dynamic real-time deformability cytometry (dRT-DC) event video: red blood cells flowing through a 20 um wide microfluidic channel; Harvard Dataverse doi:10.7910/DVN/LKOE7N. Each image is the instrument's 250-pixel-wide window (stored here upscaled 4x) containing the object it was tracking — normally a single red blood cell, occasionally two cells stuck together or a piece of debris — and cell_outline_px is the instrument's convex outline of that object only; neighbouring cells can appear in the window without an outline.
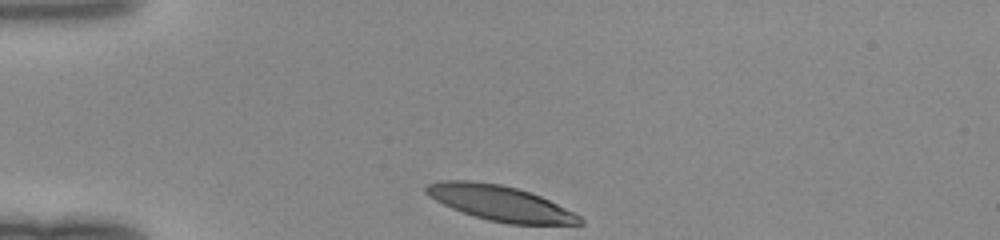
{"species": "human", "species_latin": "Homo sapiens", "temperature_condition": "room temperature", "stored_images_in_passage": 30, "camera_frame_rate_fps": 3000, "um_per_image_px": 0.085, "donor": {"sex": "female"}, "frame": {"image": 1, "passage_image": 1, "time_ms": 0.0, "image_size_px": [1000, 240], "cell_outline_px": [[584, 224], [508, 224], [488, 220], [452, 208], [436, 200], [424, 192], [424, 188], [428, 184], [440, 180], [472, 180], [500, 184], [516, 188], [540, 196], [580, 216], [584, 220]], "centroid_in_image_um": [42.49, 17.26], "position_along_channel_um": 42.5, "area_um2": 31.1}}
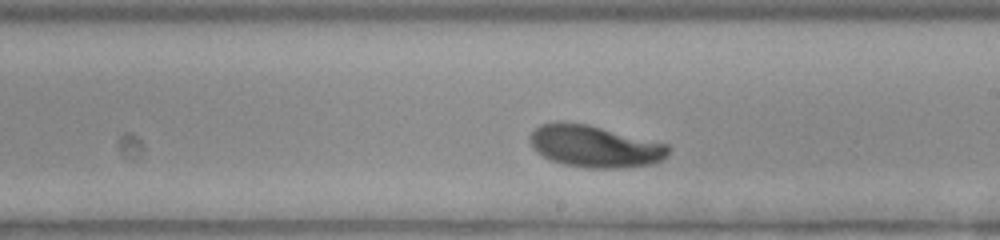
{"frame": {"image": 2, "passage_image": 18, "time_ms": 5.667, "image_size_px": [1000, 240], "cell_outline_px": [[668, 156], [652, 164], [620, 168], [588, 168], [564, 164], [552, 160], [536, 152], [532, 148], [528, 140], [528, 136], [540, 124], [556, 120], [588, 124], [668, 144]], "centroid_in_image_um": [50.5, 12.42], "position_along_channel_um": 238.5, "area_um2": 34.04}}
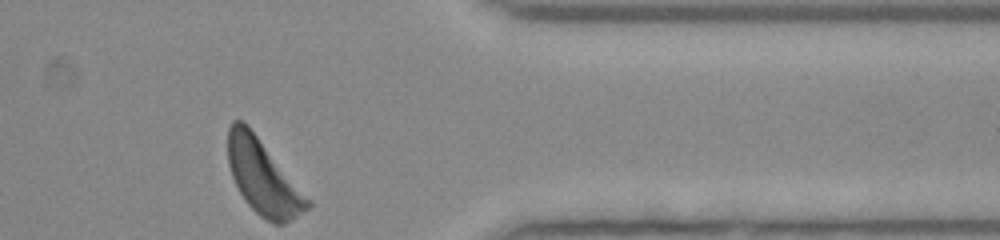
{"frame": {"image": 3, "passage_image": 30, "time_ms": 9.667, "image_size_px": [1000, 240], "cell_outline_px": [[312, 204], [308, 208], [292, 220], [284, 224], [272, 224], [260, 216], [244, 200], [232, 176], [228, 164], [228, 128], [232, 120], [244, 120], [248, 124], [312, 200]], "centroid_in_image_um": [22.38, 15.05], "position_along_channel_um": 389.0, "area_um2": 34.85}}